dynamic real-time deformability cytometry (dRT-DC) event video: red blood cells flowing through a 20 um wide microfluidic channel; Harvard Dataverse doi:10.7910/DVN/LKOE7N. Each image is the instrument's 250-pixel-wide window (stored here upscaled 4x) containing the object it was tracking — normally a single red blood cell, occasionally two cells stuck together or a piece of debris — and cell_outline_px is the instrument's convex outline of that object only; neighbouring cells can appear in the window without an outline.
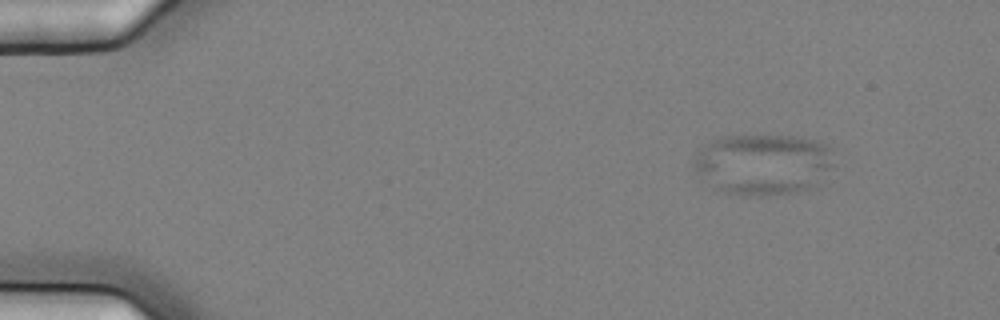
{"species": "common noctule bat (a hibernating species)", "species_latin": "Nyctalus noctula", "temperature_condition": "cold", "stored_images_in_passage": 13, "camera_frame_rate_fps": 3000, "um_per_image_px": 0.085, "animal": {"sex": "female", "body_mass_g": 25.1}, "frame": {"image": 1, "passage_image": 1, "time_ms": 0.0, "image_size_px": [1000, 320], "cell_outline_px": [[836, 168], [820, 188], [796, 192], [760, 196], [744, 196], [724, 192], [712, 188], [692, 168], [692, 160], [700, 148], [712, 140], [724, 136], [796, 136], [816, 140], [828, 144], [832, 148]], "centroid_in_image_um": [64.97, 13.99], "position_along_channel_um": 20.0, "area_um2": 51.73}}
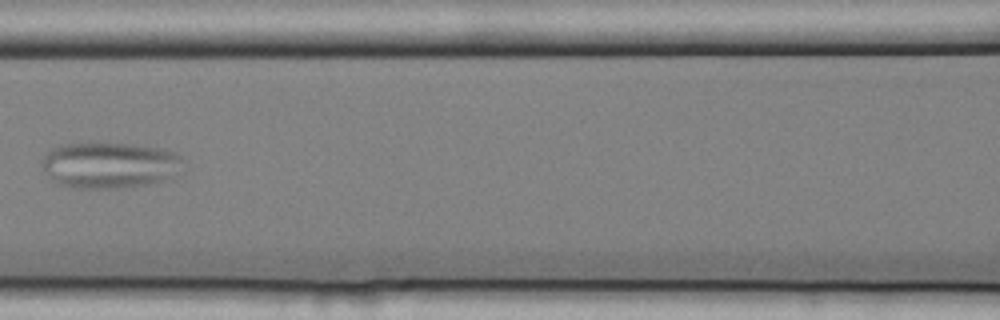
{"frame": {"image": 2, "passage_image": 6, "time_ms": 1.667, "image_size_px": [1000, 320], "cell_outline_px": [[184, 160], [172, 180], [148, 184], [116, 188], [76, 188], [60, 184], [52, 180], [48, 176], [40, 160], [52, 148], [60, 144], [92, 140], [132, 144], [160, 148], [176, 152]], "centroid_in_image_um": [9.31, 13.99], "position_along_channel_um": 157.3, "area_um2": 38.96}}
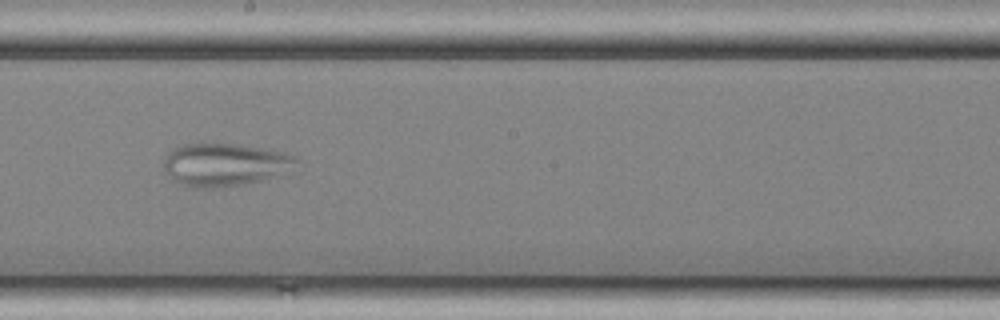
{"frame": {"image": 3, "passage_image": 8, "time_ms": 2.333, "image_size_px": [1000, 320], "cell_outline_px": [[300, 172], [240, 184], [204, 188], [196, 188], [180, 184], [164, 172], [164, 160], [168, 152], [172, 148], [184, 144], [236, 144], [272, 148], [296, 156], [300, 160]], "centroid_in_image_um": [19.27, 13.98], "position_along_channel_um": 228.9, "area_um2": 33.99}}